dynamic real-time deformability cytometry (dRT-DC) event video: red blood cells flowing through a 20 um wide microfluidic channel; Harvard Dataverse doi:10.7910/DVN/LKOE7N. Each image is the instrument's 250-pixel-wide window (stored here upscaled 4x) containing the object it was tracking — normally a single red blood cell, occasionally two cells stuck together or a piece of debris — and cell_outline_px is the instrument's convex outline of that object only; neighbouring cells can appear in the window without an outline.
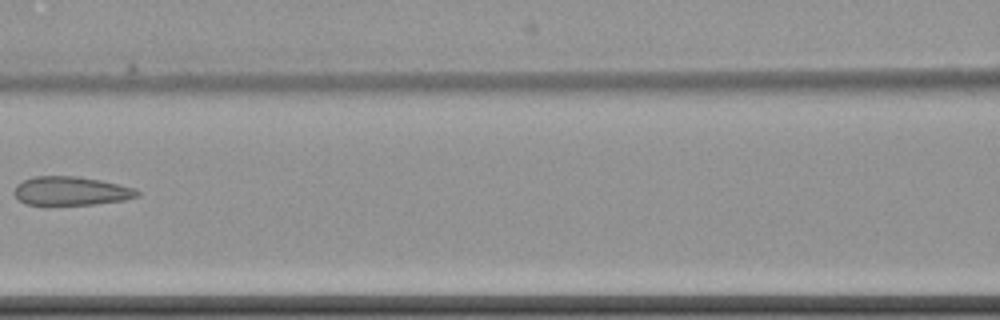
{"species": "common noctule bat (a hibernating species)", "species_latin": "Nyctalus noctula", "temperature_condition": "cold", "stored_images_in_passage": 8, "camera_frame_rate_fps": 3000, "um_per_image_px": 0.085, "animal": {"sex": "female", "body_mass_g": 22.7, "forearm_length_mm": 54.2}, "frame": {"image": 1, "passage_image": 6, "time_ms": 7.0, "image_size_px": [1000, 320], "cell_outline_px": [[140, 196], [124, 200], [96, 204], [24, 204], [12, 192], [16, 184], [32, 176], [76, 176], [100, 180], [136, 188], [140, 192]], "centroid_in_image_um": [6.04, 16.22], "position_along_channel_um": 160.6, "area_um2": 20.63}}
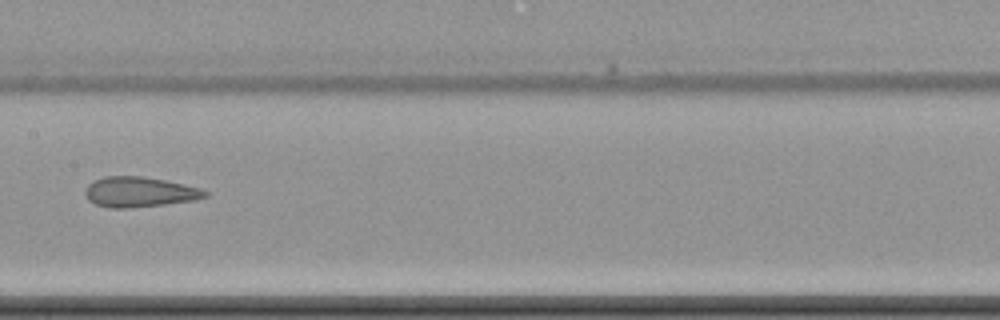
{"frame": {"image": 2, "passage_image": 7, "time_ms": 8.0, "image_size_px": [1000, 320], "cell_outline_px": [[208, 196], [196, 200], [164, 204], [128, 208], [108, 208], [96, 204], [88, 200], [84, 192], [88, 184], [104, 176], [140, 176], [164, 180], [184, 184], [200, 188], [208, 192]], "centroid_in_image_um": [11.85, 16.32], "position_along_channel_um": 195.5, "area_um2": 21.04}}
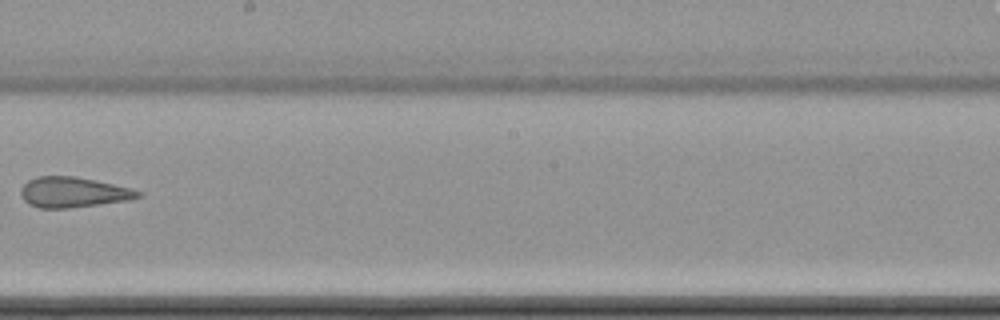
{"frame": {"image": 3, "passage_image": 8, "time_ms": 9.333, "image_size_px": [1000, 320], "cell_outline_px": [[144, 192], [140, 196], [128, 200], [68, 208], [40, 208], [28, 204], [20, 196], [20, 188], [28, 180], [36, 176], [76, 176], [132, 188]], "centroid_in_image_um": [6.19, 16.33], "position_along_channel_um": 242.0, "area_um2": 20.81}}